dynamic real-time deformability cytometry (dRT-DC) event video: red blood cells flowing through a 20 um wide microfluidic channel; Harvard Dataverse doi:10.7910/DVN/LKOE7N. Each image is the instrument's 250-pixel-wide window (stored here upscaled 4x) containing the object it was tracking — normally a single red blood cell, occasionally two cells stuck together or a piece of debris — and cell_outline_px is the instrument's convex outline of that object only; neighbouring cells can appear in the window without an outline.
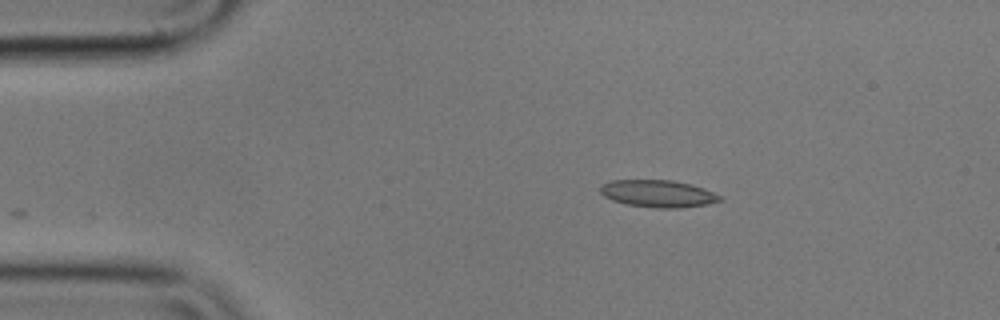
{"species": "common noctule bat (a hibernating species)", "species_latin": "Nyctalus noctula", "temperature_condition": "cold", "stored_images_in_passage": 47, "camera_frame_rate_fps": 3000, "um_per_image_px": 0.085, "animal": {"sex": "male", "body_mass_g": 17.9}, "frame": {"image": 1, "passage_image": 1, "time_ms": 0.0, "image_size_px": [1000, 320], "cell_outline_px": [[724, 200], [708, 204], [680, 208], [656, 208], [628, 204], [612, 200], [604, 196], [600, 192], [600, 184], [612, 180], [672, 180], [692, 184], [704, 188], [724, 196]], "centroid_in_image_um": [55.98, 16.45], "position_along_channel_um": 29.0, "area_um2": 19.19}}
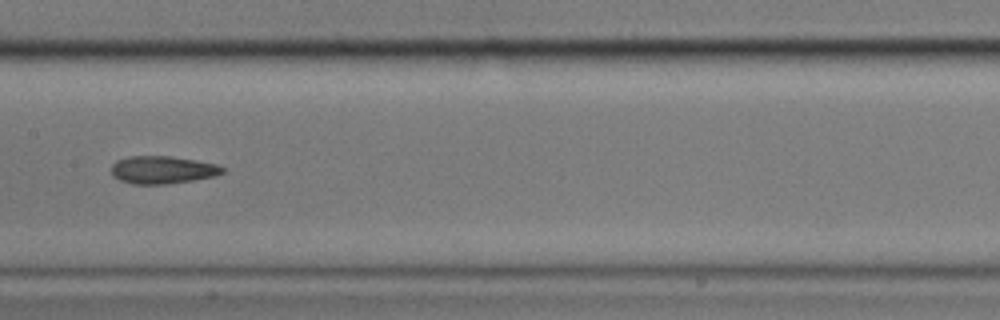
{"frame": {"image": 2, "passage_image": 19, "time_ms": 6.0, "image_size_px": [1000, 320], "cell_outline_px": [[224, 172], [216, 176], [168, 184], [132, 184], [120, 180], [112, 176], [112, 164], [116, 160], [128, 156], [172, 156], [196, 160], [216, 164], [224, 168]], "centroid_in_image_um": [13.8, 14.43], "position_along_channel_um": 193.6, "area_um2": 18.03}}
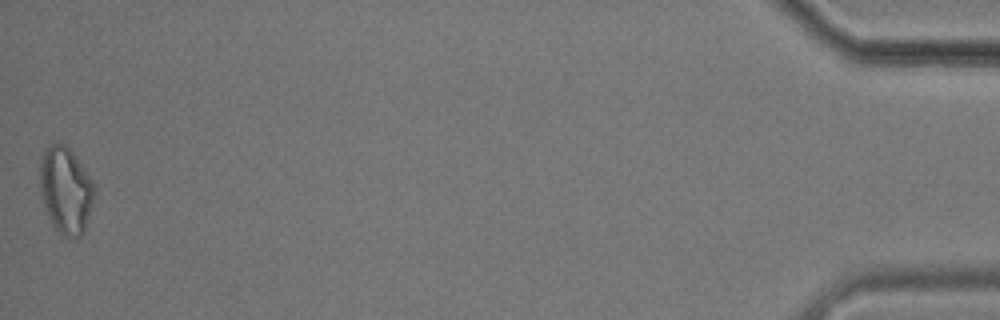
{"frame": {"image": 3, "passage_image": 47, "time_ms": 15.333, "image_size_px": [1000, 320], "cell_outline_px": [[92, 204], [84, 232], [80, 236], [72, 240], [60, 236], [52, 224], [48, 216], [44, 204], [40, 188], [40, 156], [44, 148], [56, 140], [64, 144], [76, 156], [92, 180]], "centroid_in_image_um": [5.55, 16.17], "position_along_channel_um": 429.7, "area_um2": 27.63}, "authors_computed_cell_mechanics": {"area_um2": 18.6116, "velocity_mm_per_s": 3.5565, "shape_relaxation_time_tau1_ms": null, "shape_relaxation_time_tau2_ms": 4.1999, "deformation_change_tau1": null, "deformation_change_tau2": 0.1346}}